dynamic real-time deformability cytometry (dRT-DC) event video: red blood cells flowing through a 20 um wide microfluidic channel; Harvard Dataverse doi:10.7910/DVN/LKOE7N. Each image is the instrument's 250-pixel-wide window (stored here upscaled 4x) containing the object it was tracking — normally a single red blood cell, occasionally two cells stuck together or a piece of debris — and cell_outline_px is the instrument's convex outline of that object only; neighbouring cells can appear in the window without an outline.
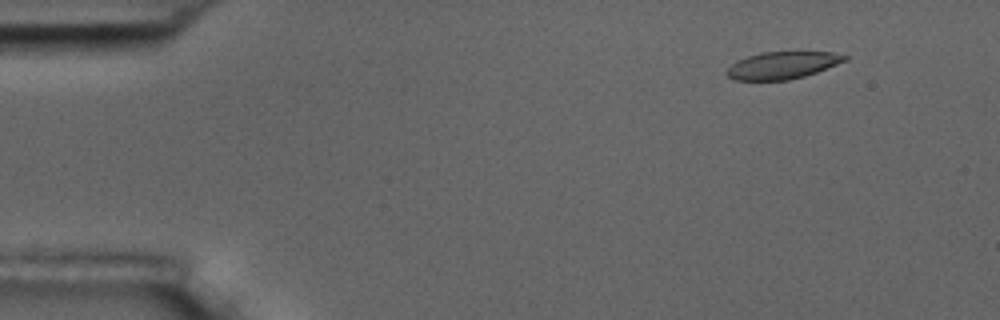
{"species": "common noctule bat (a hibernating species)", "species_latin": "Nyctalus noctula", "temperature_condition": "room temperature", "stored_images_in_passage": 7, "camera_frame_rate_fps": 3000, "um_per_image_px": 0.085, "animal": {"sex": "male", "body_mass_g": 17.5, "forearm_length_mm": 52.3}, "frame": {"image": 1, "passage_image": 2, "time_ms": 1.333, "image_size_px": [1000, 320], "cell_outline_px": [[848, 60], [816, 72], [804, 76], [788, 80], [736, 80], [728, 76], [724, 72], [732, 64], [748, 56], [760, 52], [832, 52], [848, 56]], "centroid_in_image_um": [66.51, 5.55], "position_along_channel_um": 18.5, "area_um2": 18.55}}
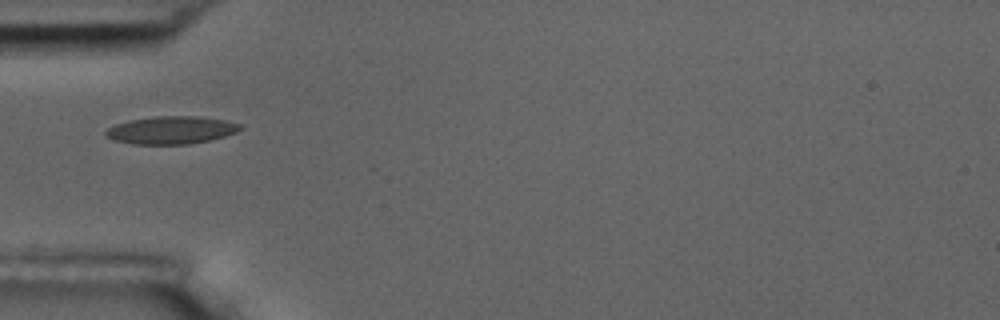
{"frame": {"image": 2, "passage_image": 5, "time_ms": 5.333, "image_size_px": [1000, 320], "cell_outline_px": [[244, 128], [236, 132], [224, 136], [208, 140], [188, 144], [132, 144], [116, 140], [104, 136], [104, 132], [108, 128], [116, 124], [128, 120], [156, 116], [200, 116], [224, 120], [244, 124]], "centroid_in_image_um": [14.57, 11.05], "position_along_channel_um": 70.4, "area_um2": 21.79}}